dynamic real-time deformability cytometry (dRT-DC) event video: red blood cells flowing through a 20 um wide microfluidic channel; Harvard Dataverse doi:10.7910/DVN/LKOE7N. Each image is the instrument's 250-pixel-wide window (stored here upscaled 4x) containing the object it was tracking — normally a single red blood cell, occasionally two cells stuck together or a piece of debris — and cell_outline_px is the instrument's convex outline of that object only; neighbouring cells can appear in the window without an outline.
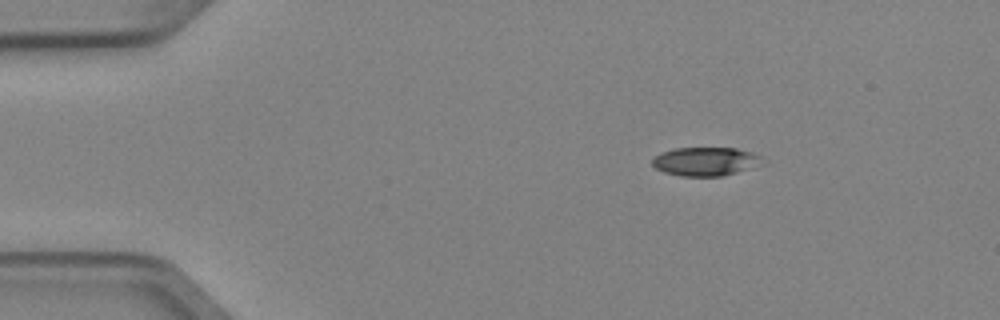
{"species": "Egyptian fruit bat (a non-hibernating species)", "species_latin": "Rousettus aegyptiacus", "temperature_condition": "cold", "stored_images_in_passage": 4, "camera_frame_rate_fps": 3000, "um_per_image_px": 0.085, "animal": {"sex": "female"}, "frame": {"image": 1, "passage_image": 4, "time_ms": 1.0, "image_size_px": [1000, 320], "cell_outline_px": [[764, 156], [744, 168], [736, 172], [720, 176], [680, 176], [664, 172], [656, 168], [652, 164], [652, 160], [656, 156], [664, 152], [676, 148], [736, 148], [752, 152]], "centroid_in_image_um": [59.86, 13.71], "position_along_channel_um": 25.1, "area_um2": 17.63}}